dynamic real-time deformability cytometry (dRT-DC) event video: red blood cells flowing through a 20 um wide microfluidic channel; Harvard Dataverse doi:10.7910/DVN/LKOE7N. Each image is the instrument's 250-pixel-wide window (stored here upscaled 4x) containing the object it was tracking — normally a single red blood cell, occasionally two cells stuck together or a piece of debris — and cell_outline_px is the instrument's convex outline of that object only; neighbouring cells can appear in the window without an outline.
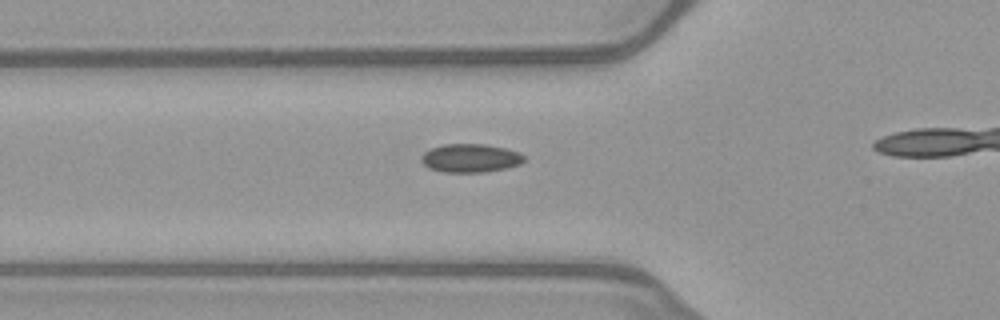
{"species": "common noctule bat (a hibernating species)", "species_latin": "Nyctalus noctula", "temperature_condition": "warm", "stored_images_in_passage": 18, "camera_frame_rate_fps": 3000, "um_per_image_px": 0.085, "animal": {"sex": "female", "body_mass_g": 21.9}, "frame": {"image": 1, "passage_image": 13, "time_ms": 4.0, "image_size_px": [1000, 320], "cell_outline_px": [[524, 160], [520, 164], [508, 168], [484, 172], [444, 172], [428, 168], [420, 160], [420, 156], [424, 152], [432, 148], [444, 144], [484, 144], [504, 148], [520, 152], [524, 156]], "centroid_in_image_um": [39.98, 13.44], "position_along_channel_um": 85.8, "area_um2": 17.11}}
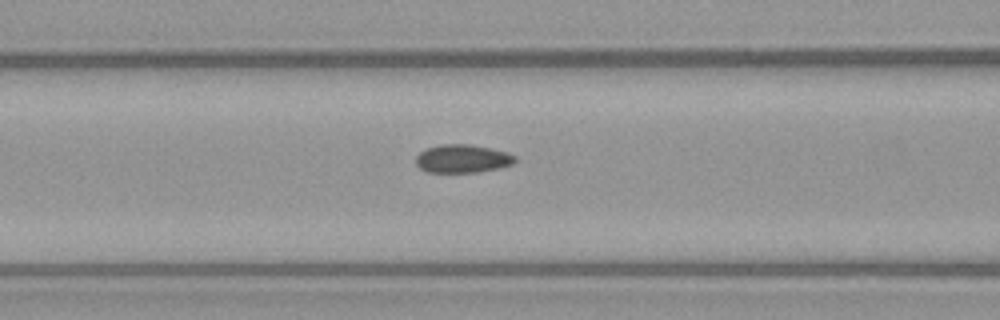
{"frame": {"image": 2, "passage_image": 16, "time_ms": 5.0, "image_size_px": [1000, 320], "cell_outline_px": [[516, 160], [512, 164], [500, 168], [476, 172], [428, 172], [420, 168], [416, 164], [416, 156], [424, 148], [440, 144], [468, 144], [508, 152], [516, 156]], "centroid_in_image_um": [39.3, 13.48], "position_along_channel_um": 127.3, "area_um2": 16.36}}